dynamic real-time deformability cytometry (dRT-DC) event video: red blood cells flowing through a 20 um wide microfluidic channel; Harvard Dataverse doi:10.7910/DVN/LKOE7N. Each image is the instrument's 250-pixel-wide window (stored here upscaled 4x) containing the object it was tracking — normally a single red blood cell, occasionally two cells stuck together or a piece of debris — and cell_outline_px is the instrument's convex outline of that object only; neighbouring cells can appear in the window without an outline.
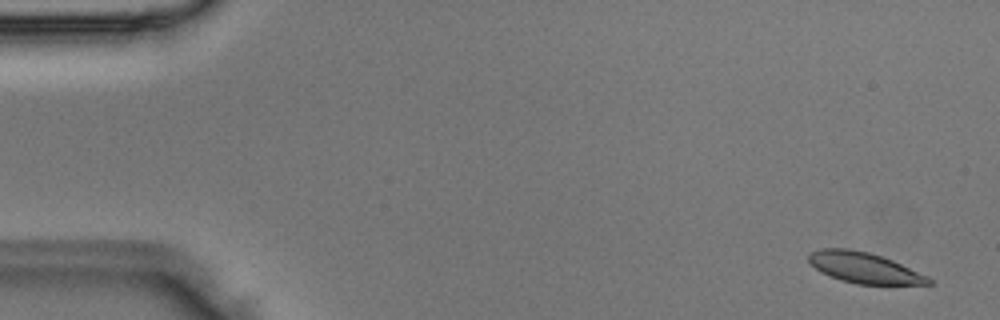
{"species": "Egyptian fruit bat (a non-hibernating species)", "species_latin": "Rousettus aegyptiacus", "temperature_condition": "room temperature", "stored_images_in_passage": 6, "camera_frame_rate_fps": 3000, "um_per_image_px": 0.085, "animal": {"sex": "male"}, "frame": {"image": 1, "passage_image": 1, "time_ms": 0.0, "image_size_px": [1000, 320], "cell_outline_px": [[932, 284], [856, 284], [840, 280], [820, 272], [808, 260], [808, 252], [820, 248], [848, 248], [868, 252], [892, 260], [928, 276], [932, 280]], "centroid_in_image_um": [73.42, 22.75], "position_along_channel_um": 11.6, "area_um2": 21.39}}
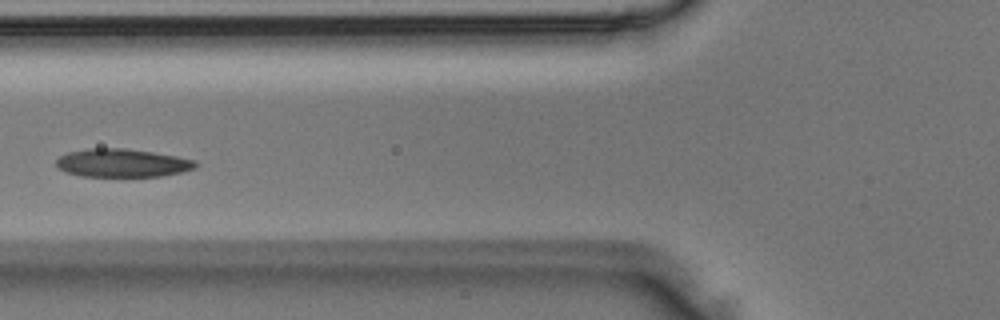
{"frame": {"image": 2, "passage_image": 6, "time_ms": 1.667, "image_size_px": [1000, 320], "cell_outline_px": [[196, 168], [180, 172], [160, 176], [80, 176], [56, 168], [56, 160], [60, 156], [68, 152], [88, 148], [124, 148], [152, 152], [176, 156], [196, 160]], "centroid_in_image_um": [10.36, 13.85], "position_along_channel_um": 115.4, "area_um2": 22.83}}